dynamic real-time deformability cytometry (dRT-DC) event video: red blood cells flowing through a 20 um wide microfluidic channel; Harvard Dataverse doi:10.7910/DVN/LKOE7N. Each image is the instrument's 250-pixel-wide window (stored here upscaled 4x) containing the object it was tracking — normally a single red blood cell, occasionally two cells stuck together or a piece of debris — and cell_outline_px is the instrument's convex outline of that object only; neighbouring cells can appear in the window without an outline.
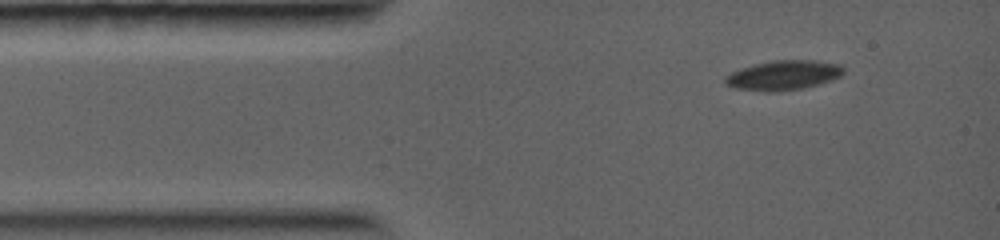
{"species": "common noctule bat (a hibernating species)", "species_latin": "Nyctalus noctula", "temperature_condition": "warm", "stored_images_in_passage": 5, "camera_frame_rate_fps": 5000, "um_per_image_px": 0.085, "animal": {"sex": "female", "body_mass_g": 19.0, "forearm_length_mm": 56.7}, "frame": {"image": 1, "passage_image": 1, "time_ms": 0.0, "image_size_px": [1000, 240], "cell_outline_px": [[844, 72], [840, 76], [832, 80], [800, 88], [776, 92], [764, 92], [736, 88], [724, 84], [724, 76], [740, 68], [772, 60], [812, 60], [840, 64], [844, 68]], "centroid_in_image_um": [66.56, 6.39], "position_along_channel_um": 18.4, "area_um2": 20.4}}
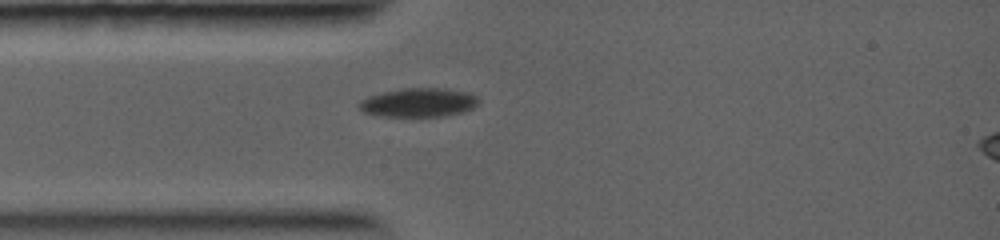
{"frame": {"image": 2, "passage_image": 3, "time_ms": 1.6, "image_size_px": [1000, 240], "cell_outline_px": [[480, 100], [472, 108], [460, 112], [444, 116], [380, 116], [364, 112], [356, 104], [360, 100], [368, 96], [384, 92], [404, 88], [444, 88], [468, 92], [476, 96]], "centroid_in_image_um": [35.56, 8.71], "position_along_channel_um": 49.4, "area_um2": 20.0}}